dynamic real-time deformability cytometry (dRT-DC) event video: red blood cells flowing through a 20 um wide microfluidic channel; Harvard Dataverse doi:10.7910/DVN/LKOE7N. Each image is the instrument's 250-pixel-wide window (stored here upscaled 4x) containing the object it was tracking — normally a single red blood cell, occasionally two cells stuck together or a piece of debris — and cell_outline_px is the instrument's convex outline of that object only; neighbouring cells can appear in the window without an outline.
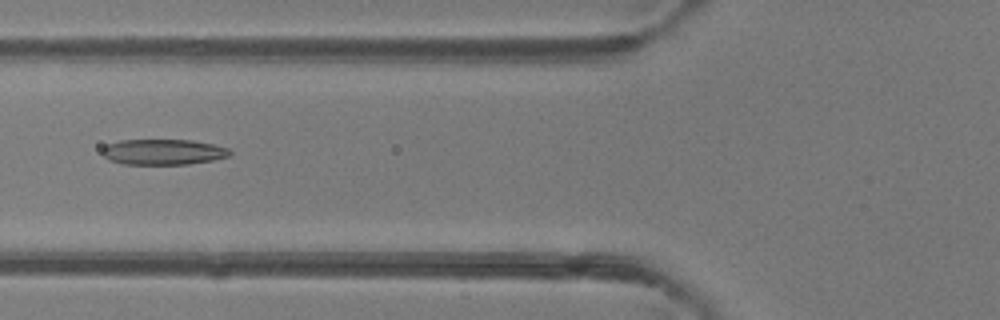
{"species": "common noctule bat (a hibernating species)", "species_latin": "Nyctalus noctula", "temperature_condition": "room temperature", "stored_images_in_passage": 4, "camera_frame_rate_fps": 3000, "um_per_image_px": 0.085, "animal": {"sex": "female"}, "frame": {"image": 1, "passage_image": 3, "time_ms": 2.333, "image_size_px": [1000, 320], "cell_outline_px": [[232, 152], [228, 156], [212, 160], [188, 164], [124, 164], [108, 160], [100, 152], [108, 144], [120, 140], [192, 140], [212, 144], [228, 148]], "centroid_in_image_um": [13.85, 12.91], "position_along_channel_um": 112.0, "area_um2": 18.96}}
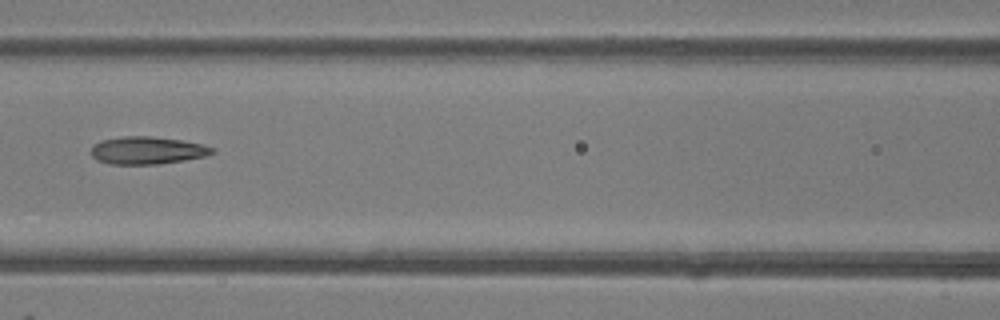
{"frame": {"image": 2, "passage_image": 4, "time_ms": 3.333, "image_size_px": [1000, 320], "cell_outline_px": [[216, 152], [204, 156], [184, 160], [160, 164], [108, 164], [96, 160], [92, 156], [92, 144], [100, 140], [124, 136], [148, 136], [180, 140], [204, 144], [216, 148]], "centroid_in_image_um": [12.51, 12.78], "position_along_channel_um": 154.1, "area_um2": 19.59}}